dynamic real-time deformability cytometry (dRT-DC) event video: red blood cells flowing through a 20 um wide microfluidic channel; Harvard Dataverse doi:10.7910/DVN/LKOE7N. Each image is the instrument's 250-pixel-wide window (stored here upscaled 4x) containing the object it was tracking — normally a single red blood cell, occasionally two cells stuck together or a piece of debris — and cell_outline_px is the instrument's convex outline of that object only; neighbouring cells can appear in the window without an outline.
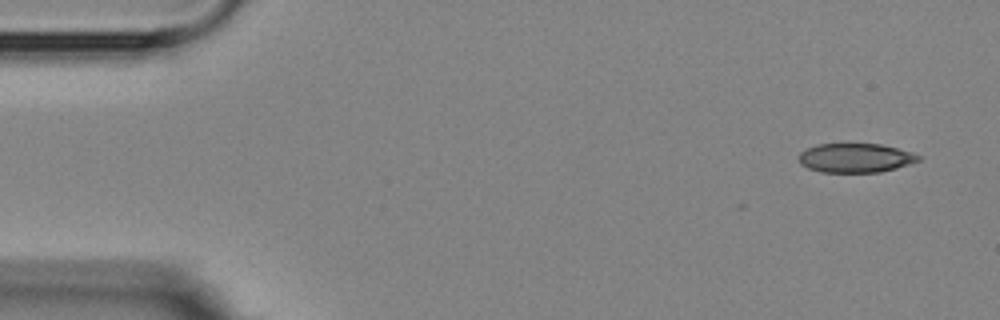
{"species": "Egyptian fruit bat (a non-hibernating species)", "species_latin": "Rousettus aegyptiacus", "temperature_condition": "room temperature", "stored_images_in_passage": 3, "camera_frame_rate_fps": 3000, "um_per_image_px": 0.085, "animal": {"sex": "female"}, "frame": {"image": 1, "passage_image": 1, "time_ms": 0.0, "image_size_px": [1000, 320], "cell_outline_px": [[920, 160], [896, 168], [880, 172], [820, 172], [808, 168], [800, 164], [800, 152], [816, 144], [880, 144], [912, 152], [920, 156]], "centroid_in_image_um": [72.7, 13.42], "position_along_channel_um": 12.3, "area_um2": 20.17}}
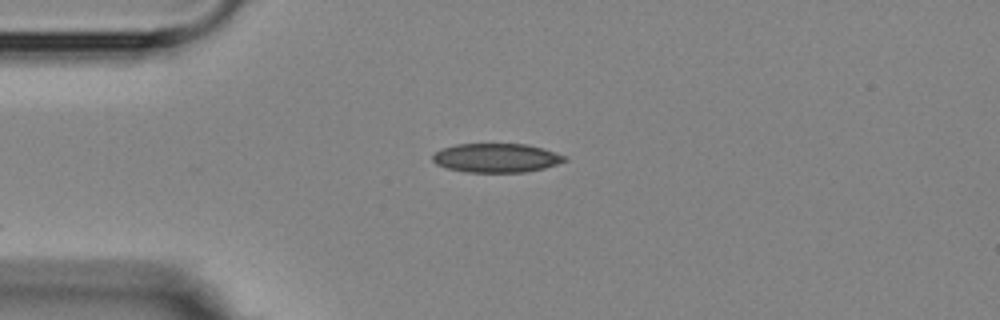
{"frame": {"image": 2, "passage_image": 3, "time_ms": 3.333, "image_size_px": [1000, 320], "cell_outline_px": [[568, 160], [544, 168], [524, 172], [468, 172], [448, 168], [436, 164], [432, 160], [432, 156], [440, 148], [456, 144], [528, 144], [568, 156]], "centroid_in_image_um": [42.19, 13.41], "position_along_channel_um": 42.8, "area_um2": 22.31}}